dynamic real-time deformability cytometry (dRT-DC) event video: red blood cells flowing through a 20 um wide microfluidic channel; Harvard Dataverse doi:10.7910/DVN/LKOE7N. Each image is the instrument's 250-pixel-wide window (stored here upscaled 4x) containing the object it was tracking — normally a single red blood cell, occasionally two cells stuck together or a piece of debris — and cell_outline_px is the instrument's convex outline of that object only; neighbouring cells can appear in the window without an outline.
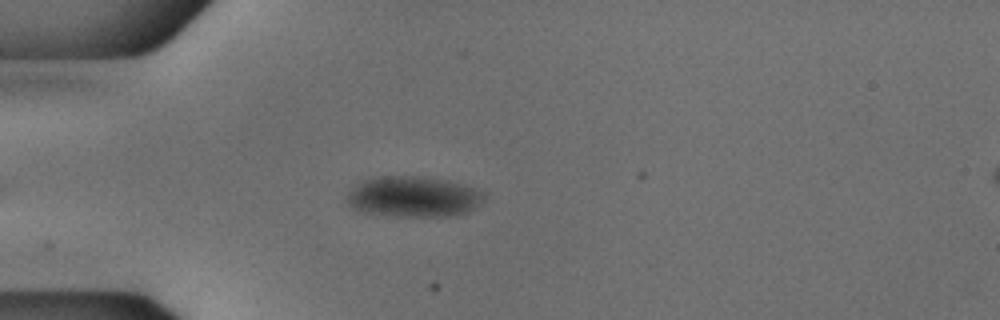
{"species": "common noctule bat (a hibernating species)", "species_latin": "Nyctalus noctula", "temperature_condition": "cold", "stored_images_in_passage": 30, "camera_frame_rate_fps": 3000, "um_per_image_px": 0.085, "animal": {"sex": "male", "body_mass_g": 18.8}, "frame": {"image": 1, "passage_image": 3, "time_ms": 0.667, "image_size_px": [1000, 320], "cell_outline_px": [[484, 200], [468, 212], [448, 216], [396, 216], [368, 212], [352, 208], [348, 204], [348, 192], [352, 188], [364, 180], [380, 176], [416, 176], [448, 180], [464, 184], [476, 188], [484, 192]], "centroid_in_image_um": [35.18, 16.71], "position_along_channel_um": 49.8, "area_um2": 32.31}}
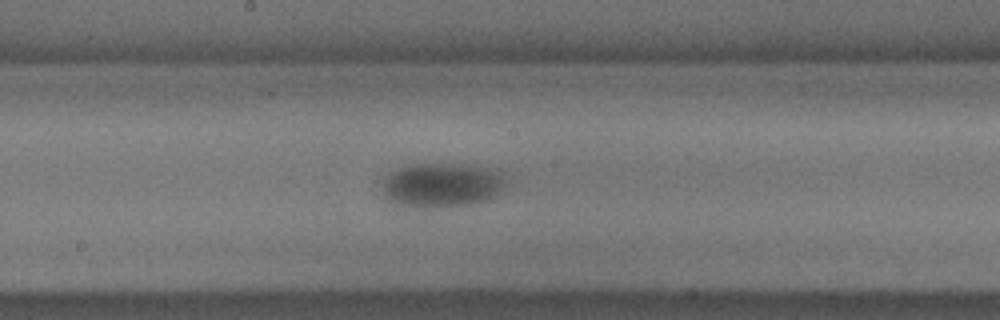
{"frame": {"image": 2, "passage_image": 17, "time_ms": 5.333, "image_size_px": [1000, 320], "cell_outline_px": [[508, 180], [504, 188], [496, 196], [488, 200], [468, 204], [424, 208], [420, 208], [396, 204], [388, 200], [384, 192], [384, 176], [400, 168], [412, 164], [464, 164], [484, 168], [500, 172]], "centroid_in_image_um": [37.59, 15.73], "position_along_channel_um": 210.6, "area_um2": 31.91}}
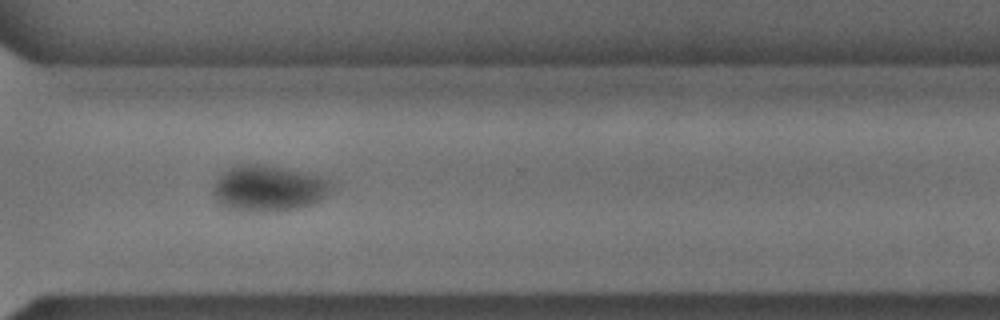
{"frame": {"image": 3, "passage_image": 28, "time_ms": 9.0, "image_size_px": [1000, 320], "cell_outline_px": [[332, 192], [320, 200], [312, 204], [296, 208], [276, 212], [264, 212], [236, 208], [220, 204], [216, 200], [212, 192], [220, 176], [228, 168], [236, 164], [264, 164], [320, 176], [332, 180]], "centroid_in_image_um": [22.88, 16.0], "position_along_channel_um": 347.7, "area_um2": 31.44}}